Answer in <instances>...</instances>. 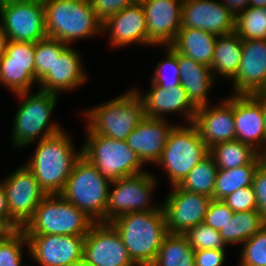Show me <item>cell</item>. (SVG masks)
<instances>
[{
  "mask_svg": "<svg viewBox=\"0 0 266 266\" xmlns=\"http://www.w3.org/2000/svg\"><path fill=\"white\" fill-rule=\"evenodd\" d=\"M8 43H9V37L7 33L4 31V28L0 22V58L6 52Z\"/></svg>",
  "mask_w": 266,
  "mask_h": 266,
  "instance_id": "cell-47",
  "label": "cell"
},
{
  "mask_svg": "<svg viewBox=\"0 0 266 266\" xmlns=\"http://www.w3.org/2000/svg\"><path fill=\"white\" fill-rule=\"evenodd\" d=\"M72 134L66 130L35 144L32 156L24 164L34 173L46 195L61 194L75 163L82 157V147L75 149Z\"/></svg>",
  "mask_w": 266,
  "mask_h": 266,
  "instance_id": "cell-1",
  "label": "cell"
},
{
  "mask_svg": "<svg viewBox=\"0 0 266 266\" xmlns=\"http://www.w3.org/2000/svg\"><path fill=\"white\" fill-rule=\"evenodd\" d=\"M241 246L237 266H266V225Z\"/></svg>",
  "mask_w": 266,
  "mask_h": 266,
  "instance_id": "cell-38",
  "label": "cell"
},
{
  "mask_svg": "<svg viewBox=\"0 0 266 266\" xmlns=\"http://www.w3.org/2000/svg\"><path fill=\"white\" fill-rule=\"evenodd\" d=\"M262 114H263V123L265 125L266 131V96L262 95Z\"/></svg>",
  "mask_w": 266,
  "mask_h": 266,
  "instance_id": "cell-50",
  "label": "cell"
},
{
  "mask_svg": "<svg viewBox=\"0 0 266 266\" xmlns=\"http://www.w3.org/2000/svg\"><path fill=\"white\" fill-rule=\"evenodd\" d=\"M188 243L195 250L219 249L227 250V245L218 230L201 223L184 233Z\"/></svg>",
  "mask_w": 266,
  "mask_h": 266,
  "instance_id": "cell-39",
  "label": "cell"
},
{
  "mask_svg": "<svg viewBox=\"0 0 266 266\" xmlns=\"http://www.w3.org/2000/svg\"><path fill=\"white\" fill-rule=\"evenodd\" d=\"M150 82V89L143 93L138 87L133 89L142 99L145 117L167 119L166 116L178 115L185 124L193 122L197 107L189 99L182 85L162 88ZM169 114V115H168ZM166 115V116H165Z\"/></svg>",
  "mask_w": 266,
  "mask_h": 266,
  "instance_id": "cell-17",
  "label": "cell"
},
{
  "mask_svg": "<svg viewBox=\"0 0 266 266\" xmlns=\"http://www.w3.org/2000/svg\"><path fill=\"white\" fill-rule=\"evenodd\" d=\"M163 48L166 56L158 61L150 81L162 88H173L181 85L180 71L177 63V51L171 46H156ZM165 47V48H164Z\"/></svg>",
  "mask_w": 266,
  "mask_h": 266,
  "instance_id": "cell-36",
  "label": "cell"
},
{
  "mask_svg": "<svg viewBox=\"0 0 266 266\" xmlns=\"http://www.w3.org/2000/svg\"><path fill=\"white\" fill-rule=\"evenodd\" d=\"M133 4H144L149 0H131Z\"/></svg>",
  "mask_w": 266,
  "mask_h": 266,
  "instance_id": "cell-53",
  "label": "cell"
},
{
  "mask_svg": "<svg viewBox=\"0 0 266 266\" xmlns=\"http://www.w3.org/2000/svg\"><path fill=\"white\" fill-rule=\"evenodd\" d=\"M0 84L10 93L32 91L35 78V43L9 40L6 52L0 58Z\"/></svg>",
  "mask_w": 266,
  "mask_h": 266,
  "instance_id": "cell-13",
  "label": "cell"
},
{
  "mask_svg": "<svg viewBox=\"0 0 266 266\" xmlns=\"http://www.w3.org/2000/svg\"><path fill=\"white\" fill-rule=\"evenodd\" d=\"M184 0H149L142 4L148 28V47L171 45L181 28Z\"/></svg>",
  "mask_w": 266,
  "mask_h": 266,
  "instance_id": "cell-21",
  "label": "cell"
},
{
  "mask_svg": "<svg viewBox=\"0 0 266 266\" xmlns=\"http://www.w3.org/2000/svg\"><path fill=\"white\" fill-rule=\"evenodd\" d=\"M111 182L83 156L75 163L61 195L95 223H106V208Z\"/></svg>",
  "mask_w": 266,
  "mask_h": 266,
  "instance_id": "cell-9",
  "label": "cell"
},
{
  "mask_svg": "<svg viewBox=\"0 0 266 266\" xmlns=\"http://www.w3.org/2000/svg\"><path fill=\"white\" fill-rule=\"evenodd\" d=\"M81 52L68 46L58 58H55L50 71L38 82V89L61 96L72 93L78 87L87 84L89 75L83 67Z\"/></svg>",
  "mask_w": 266,
  "mask_h": 266,
  "instance_id": "cell-22",
  "label": "cell"
},
{
  "mask_svg": "<svg viewBox=\"0 0 266 266\" xmlns=\"http://www.w3.org/2000/svg\"><path fill=\"white\" fill-rule=\"evenodd\" d=\"M83 260L86 266H137L117 230L103 222L94 223L85 236Z\"/></svg>",
  "mask_w": 266,
  "mask_h": 266,
  "instance_id": "cell-14",
  "label": "cell"
},
{
  "mask_svg": "<svg viewBox=\"0 0 266 266\" xmlns=\"http://www.w3.org/2000/svg\"><path fill=\"white\" fill-rule=\"evenodd\" d=\"M218 169H233L252 163L258 151L237 139L222 142L209 149Z\"/></svg>",
  "mask_w": 266,
  "mask_h": 266,
  "instance_id": "cell-31",
  "label": "cell"
},
{
  "mask_svg": "<svg viewBox=\"0 0 266 266\" xmlns=\"http://www.w3.org/2000/svg\"><path fill=\"white\" fill-rule=\"evenodd\" d=\"M25 249L29 255L28 240L22 229L14 232H1L0 266H30V263H23V261H25Z\"/></svg>",
  "mask_w": 266,
  "mask_h": 266,
  "instance_id": "cell-34",
  "label": "cell"
},
{
  "mask_svg": "<svg viewBox=\"0 0 266 266\" xmlns=\"http://www.w3.org/2000/svg\"><path fill=\"white\" fill-rule=\"evenodd\" d=\"M236 139L259 150L266 141L262 95L233 94Z\"/></svg>",
  "mask_w": 266,
  "mask_h": 266,
  "instance_id": "cell-23",
  "label": "cell"
},
{
  "mask_svg": "<svg viewBox=\"0 0 266 266\" xmlns=\"http://www.w3.org/2000/svg\"><path fill=\"white\" fill-rule=\"evenodd\" d=\"M26 237L28 259L30 257L37 266H67L83 260L85 236L45 234Z\"/></svg>",
  "mask_w": 266,
  "mask_h": 266,
  "instance_id": "cell-16",
  "label": "cell"
},
{
  "mask_svg": "<svg viewBox=\"0 0 266 266\" xmlns=\"http://www.w3.org/2000/svg\"><path fill=\"white\" fill-rule=\"evenodd\" d=\"M257 94L266 96V82H265L263 88Z\"/></svg>",
  "mask_w": 266,
  "mask_h": 266,
  "instance_id": "cell-52",
  "label": "cell"
},
{
  "mask_svg": "<svg viewBox=\"0 0 266 266\" xmlns=\"http://www.w3.org/2000/svg\"><path fill=\"white\" fill-rule=\"evenodd\" d=\"M103 35L109 36V48H124L128 45L148 48V28L142 4H131L109 17L102 24Z\"/></svg>",
  "mask_w": 266,
  "mask_h": 266,
  "instance_id": "cell-20",
  "label": "cell"
},
{
  "mask_svg": "<svg viewBox=\"0 0 266 266\" xmlns=\"http://www.w3.org/2000/svg\"><path fill=\"white\" fill-rule=\"evenodd\" d=\"M95 222L61 194L46 195L22 230L26 235L86 236Z\"/></svg>",
  "mask_w": 266,
  "mask_h": 266,
  "instance_id": "cell-7",
  "label": "cell"
},
{
  "mask_svg": "<svg viewBox=\"0 0 266 266\" xmlns=\"http://www.w3.org/2000/svg\"><path fill=\"white\" fill-rule=\"evenodd\" d=\"M170 188L169 194L161 203L167 232L184 234L192 227L203 223L212 198L186 191L179 185Z\"/></svg>",
  "mask_w": 266,
  "mask_h": 266,
  "instance_id": "cell-15",
  "label": "cell"
},
{
  "mask_svg": "<svg viewBox=\"0 0 266 266\" xmlns=\"http://www.w3.org/2000/svg\"><path fill=\"white\" fill-rule=\"evenodd\" d=\"M259 166L258 157L252 162L242 167L233 169H218L213 200H223L234 191L251 186L254 174Z\"/></svg>",
  "mask_w": 266,
  "mask_h": 266,
  "instance_id": "cell-32",
  "label": "cell"
},
{
  "mask_svg": "<svg viewBox=\"0 0 266 266\" xmlns=\"http://www.w3.org/2000/svg\"><path fill=\"white\" fill-rule=\"evenodd\" d=\"M259 165L266 170V141L264 145L258 150Z\"/></svg>",
  "mask_w": 266,
  "mask_h": 266,
  "instance_id": "cell-48",
  "label": "cell"
},
{
  "mask_svg": "<svg viewBox=\"0 0 266 266\" xmlns=\"http://www.w3.org/2000/svg\"><path fill=\"white\" fill-rule=\"evenodd\" d=\"M234 32L242 40L266 39V7H248L238 14Z\"/></svg>",
  "mask_w": 266,
  "mask_h": 266,
  "instance_id": "cell-35",
  "label": "cell"
},
{
  "mask_svg": "<svg viewBox=\"0 0 266 266\" xmlns=\"http://www.w3.org/2000/svg\"><path fill=\"white\" fill-rule=\"evenodd\" d=\"M69 45L51 37H45L35 43V78L39 82L52 68L55 58Z\"/></svg>",
  "mask_w": 266,
  "mask_h": 266,
  "instance_id": "cell-37",
  "label": "cell"
},
{
  "mask_svg": "<svg viewBox=\"0 0 266 266\" xmlns=\"http://www.w3.org/2000/svg\"><path fill=\"white\" fill-rule=\"evenodd\" d=\"M243 53V40L235 33L217 36L211 63L213 77L231 81L238 73Z\"/></svg>",
  "mask_w": 266,
  "mask_h": 266,
  "instance_id": "cell-28",
  "label": "cell"
},
{
  "mask_svg": "<svg viewBox=\"0 0 266 266\" xmlns=\"http://www.w3.org/2000/svg\"><path fill=\"white\" fill-rule=\"evenodd\" d=\"M110 224L117 230L137 266H151L154 263L168 233L162 206L154 211L123 214Z\"/></svg>",
  "mask_w": 266,
  "mask_h": 266,
  "instance_id": "cell-3",
  "label": "cell"
},
{
  "mask_svg": "<svg viewBox=\"0 0 266 266\" xmlns=\"http://www.w3.org/2000/svg\"><path fill=\"white\" fill-rule=\"evenodd\" d=\"M249 7H255V8L266 7V0H249Z\"/></svg>",
  "mask_w": 266,
  "mask_h": 266,
  "instance_id": "cell-49",
  "label": "cell"
},
{
  "mask_svg": "<svg viewBox=\"0 0 266 266\" xmlns=\"http://www.w3.org/2000/svg\"><path fill=\"white\" fill-rule=\"evenodd\" d=\"M265 225L266 220L258 210L234 212L219 233L227 246L242 245Z\"/></svg>",
  "mask_w": 266,
  "mask_h": 266,
  "instance_id": "cell-29",
  "label": "cell"
},
{
  "mask_svg": "<svg viewBox=\"0 0 266 266\" xmlns=\"http://www.w3.org/2000/svg\"><path fill=\"white\" fill-rule=\"evenodd\" d=\"M252 186L257 199V210L266 220V170L260 165L254 174Z\"/></svg>",
  "mask_w": 266,
  "mask_h": 266,
  "instance_id": "cell-44",
  "label": "cell"
},
{
  "mask_svg": "<svg viewBox=\"0 0 266 266\" xmlns=\"http://www.w3.org/2000/svg\"><path fill=\"white\" fill-rule=\"evenodd\" d=\"M168 120L144 117L127 136V145L145 166L149 163L155 165L160 159L166 141L177 125Z\"/></svg>",
  "mask_w": 266,
  "mask_h": 266,
  "instance_id": "cell-24",
  "label": "cell"
},
{
  "mask_svg": "<svg viewBox=\"0 0 266 266\" xmlns=\"http://www.w3.org/2000/svg\"><path fill=\"white\" fill-rule=\"evenodd\" d=\"M22 229L10 216L6 192L5 189L0 182V231L1 232H14Z\"/></svg>",
  "mask_w": 266,
  "mask_h": 266,
  "instance_id": "cell-45",
  "label": "cell"
},
{
  "mask_svg": "<svg viewBox=\"0 0 266 266\" xmlns=\"http://www.w3.org/2000/svg\"><path fill=\"white\" fill-rule=\"evenodd\" d=\"M152 172L149 169L111 182L106 223L126 213L154 211L161 207V202L158 204L152 202L154 192L159 188L157 187L159 179Z\"/></svg>",
  "mask_w": 266,
  "mask_h": 266,
  "instance_id": "cell-10",
  "label": "cell"
},
{
  "mask_svg": "<svg viewBox=\"0 0 266 266\" xmlns=\"http://www.w3.org/2000/svg\"><path fill=\"white\" fill-rule=\"evenodd\" d=\"M151 266H195L194 250L185 235L167 233Z\"/></svg>",
  "mask_w": 266,
  "mask_h": 266,
  "instance_id": "cell-30",
  "label": "cell"
},
{
  "mask_svg": "<svg viewBox=\"0 0 266 266\" xmlns=\"http://www.w3.org/2000/svg\"><path fill=\"white\" fill-rule=\"evenodd\" d=\"M218 167L209 154L199 162L179 185L182 189L213 198Z\"/></svg>",
  "mask_w": 266,
  "mask_h": 266,
  "instance_id": "cell-33",
  "label": "cell"
},
{
  "mask_svg": "<svg viewBox=\"0 0 266 266\" xmlns=\"http://www.w3.org/2000/svg\"><path fill=\"white\" fill-rule=\"evenodd\" d=\"M47 37L69 46L79 40L103 36L102 22L89 0H43Z\"/></svg>",
  "mask_w": 266,
  "mask_h": 266,
  "instance_id": "cell-4",
  "label": "cell"
},
{
  "mask_svg": "<svg viewBox=\"0 0 266 266\" xmlns=\"http://www.w3.org/2000/svg\"><path fill=\"white\" fill-rule=\"evenodd\" d=\"M233 214L234 212L222 200L212 199L203 223L220 231L231 220Z\"/></svg>",
  "mask_w": 266,
  "mask_h": 266,
  "instance_id": "cell-41",
  "label": "cell"
},
{
  "mask_svg": "<svg viewBox=\"0 0 266 266\" xmlns=\"http://www.w3.org/2000/svg\"><path fill=\"white\" fill-rule=\"evenodd\" d=\"M0 22L12 41L36 43L47 37L43 0H0Z\"/></svg>",
  "mask_w": 266,
  "mask_h": 266,
  "instance_id": "cell-11",
  "label": "cell"
},
{
  "mask_svg": "<svg viewBox=\"0 0 266 266\" xmlns=\"http://www.w3.org/2000/svg\"><path fill=\"white\" fill-rule=\"evenodd\" d=\"M12 96L18 101L10 134L13 149H25L65 129L55 119L51 120L61 96L39 89Z\"/></svg>",
  "mask_w": 266,
  "mask_h": 266,
  "instance_id": "cell-2",
  "label": "cell"
},
{
  "mask_svg": "<svg viewBox=\"0 0 266 266\" xmlns=\"http://www.w3.org/2000/svg\"><path fill=\"white\" fill-rule=\"evenodd\" d=\"M8 174L0 182L6 192L10 216L23 228L46 194L40 188L34 173L25 164Z\"/></svg>",
  "mask_w": 266,
  "mask_h": 266,
  "instance_id": "cell-12",
  "label": "cell"
},
{
  "mask_svg": "<svg viewBox=\"0 0 266 266\" xmlns=\"http://www.w3.org/2000/svg\"><path fill=\"white\" fill-rule=\"evenodd\" d=\"M209 155L202 137L192 124H177L166 141L162 155L155 164L165 173L169 187L180 185L188 173Z\"/></svg>",
  "mask_w": 266,
  "mask_h": 266,
  "instance_id": "cell-8",
  "label": "cell"
},
{
  "mask_svg": "<svg viewBox=\"0 0 266 266\" xmlns=\"http://www.w3.org/2000/svg\"><path fill=\"white\" fill-rule=\"evenodd\" d=\"M67 266H86L85 263H84V260H80L76 263H73V264H68Z\"/></svg>",
  "mask_w": 266,
  "mask_h": 266,
  "instance_id": "cell-51",
  "label": "cell"
},
{
  "mask_svg": "<svg viewBox=\"0 0 266 266\" xmlns=\"http://www.w3.org/2000/svg\"><path fill=\"white\" fill-rule=\"evenodd\" d=\"M192 124L206 147L236 139L233 116V94L220 98L218 103L197 107Z\"/></svg>",
  "mask_w": 266,
  "mask_h": 266,
  "instance_id": "cell-18",
  "label": "cell"
},
{
  "mask_svg": "<svg viewBox=\"0 0 266 266\" xmlns=\"http://www.w3.org/2000/svg\"><path fill=\"white\" fill-rule=\"evenodd\" d=\"M82 114L86 120L84 127L92 133L120 141H126L145 117L142 99L133 87L100 105L83 110Z\"/></svg>",
  "mask_w": 266,
  "mask_h": 266,
  "instance_id": "cell-5",
  "label": "cell"
},
{
  "mask_svg": "<svg viewBox=\"0 0 266 266\" xmlns=\"http://www.w3.org/2000/svg\"><path fill=\"white\" fill-rule=\"evenodd\" d=\"M85 142L81 144L82 156L93 164L99 173L114 182L144 171L146 167L126 141L92 133L85 127Z\"/></svg>",
  "mask_w": 266,
  "mask_h": 266,
  "instance_id": "cell-6",
  "label": "cell"
},
{
  "mask_svg": "<svg viewBox=\"0 0 266 266\" xmlns=\"http://www.w3.org/2000/svg\"><path fill=\"white\" fill-rule=\"evenodd\" d=\"M227 250L204 249L194 251L195 266H223Z\"/></svg>",
  "mask_w": 266,
  "mask_h": 266,
  "instance_id": "cell-43",
  "label": "cell"
},
{
  "mask_svg": "<svg viewBox=\"0 0 266 266\" xmlns=\"http://www.w3.org/2000/svg\"><path fill=\"white\" fill-rule=\"evenodd\" d=\"M233 93L256 94L266 82V39L243 40L238 73L230 81Z\"/></svg>",
  "mask_w": 266,
  "mask_h": 266,
  "instance_id": "cell-25",
  "label": "cell"
},
{
  "mask_svg": "<svg viewBox=\"0 0 266 266\" xmlns=\"http://www.w3.org/2000/svg\"><path fill=\"white\" fill-rule=\"evenodd\" d=\"M217 36L201 29L181 27L171 46L200 64L211 67Z\"/></svg>",
  "mask_w": 266,
  "mask_h": 266,
  "instance_id": "cell-27",
  "label": "cell"
},
{
  "mask_svg": "<svg viewBox=\"0 0 266 266\" xmlns=\"http://www.w3.org/2000/svg\"><path fill=\"white\" fill-rule=\"evenodd\" d=\"M96 17L104 23L109 17L130 6L131 0H89Z\"/></svg>",
  "mask_w": 266,
  "mask_h": 266,
  "instance_id": "cell-42",
  "label": "cell"
},
{
  "mask_svg": "<svg viewBox=\"0 0 266 266\" xmlns=\"http://www.w3.org/2000/svg\"><path fill=\"white\" fill-rule=\"evenodd\" d=\"M181 27L221 36L234 32L235 17L220 0H184Z\"/></svg>",
  "mask_w": 266,
  "mask_h": 266,
  "instance_id": "cell-19",
  "label": "cell"
},
{
  "mask_svg": "<svg viewBox=\"0 0 266 266\" xmlns=\"http://www.w3.org/2000/svg\"><path fill=\"white\" fill-rule=\"evenodd\" d=\"M222 201L233 212L257 210V199L252 185L234 191Z\"/></svg>",
  "mask_w": 266,
  "mask_h": 266,
  "instance_id": "cell-40",
  "label": "cell"
},
{
  "mask_svg": "<svg viewBox=\"0 0 266 266\" xmlns=\"http://www.w3.org/2000/svg\"><path fill=\"white\" fill-rule=\"evenodd\" d=\"M180 82L191 102L196 107L211 103L209 97L216 85L211 68L177 52Z\"/></svg>",
  "mask_w": 266,
  "mask_h": 266,
  "instance_id": "cell-26",
  "label": "cell"
},
{
  "mask_svg": "<svg viewBox=\"0 0 266 266\" xmlns=\"http://www.w3.org/2000/svg\"><path fill=\"white\" fill-rule=\"evenodd\" d=\"M225 7L236 17L249 7V0H220Z\"/></svg>",
  "mask_w": 266,
  "mask_h": 266,
  "instance_id": "cell-46",
  "label": "cell"
}]
</instances>
